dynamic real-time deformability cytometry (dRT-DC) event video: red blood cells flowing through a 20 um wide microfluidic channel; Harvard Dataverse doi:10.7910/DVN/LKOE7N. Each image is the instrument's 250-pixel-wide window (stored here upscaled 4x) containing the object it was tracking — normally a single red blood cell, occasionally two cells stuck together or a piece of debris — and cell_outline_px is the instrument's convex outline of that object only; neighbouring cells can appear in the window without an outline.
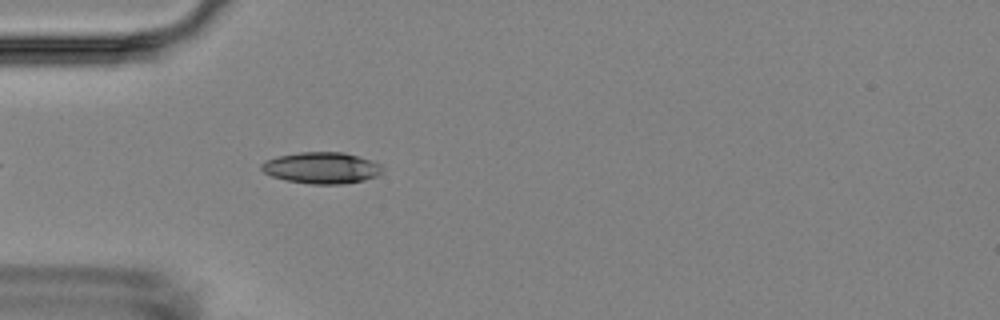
{"species": "Egyptian fruit bat (a non-hibernating species)", "species_latin": "Rousettus aegyptiacus", "temperature_condition": "room temperature", "stored_images_in_passage": 42, "camera_frame_rate_fps": 3000, "um_per_image_px": 0.085, "animal": {"sex": "female"}, "frame": {"image": 1, "passage_image": 5, "time_ms": 1.333, "image_size_px": [1000, 320], "cell_outline_px": [[384, 172], [376, 176], [364, 180], [344, 184], [312, 184], [284, 180], [272, 176], [264, 172], [260, 168], [260, 164], [268, 160], [280, 156], [300, 152], [344, 152], [380, 164], [384, 168]], "centroid_in_image_um": [27.35, 14.28], "position_along_channel_um": 57.7, "area_um2": 22.02}}
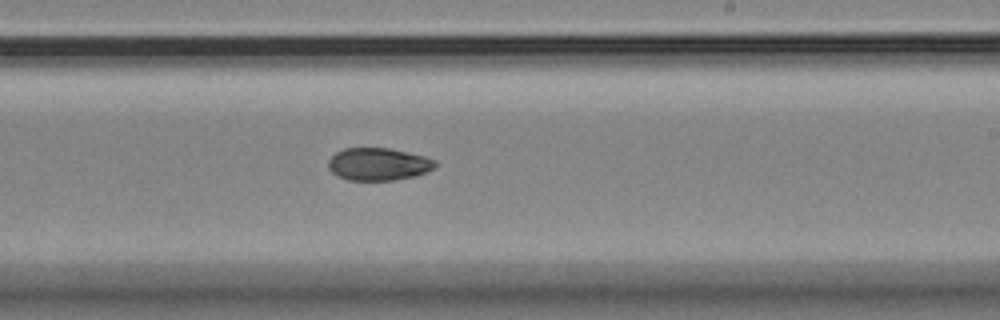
{"frame": {"image": 2, "passage_image": 22, "time_ms": 7.0, "image_size_px": [1000, 320], "cell_outline_px": [[436, 164], [432, 168], [416, 176], [392, 180], [348, 180], [336, 176], [328, 168], [328, 160], [336, 152], [344, 148], [388, 148], [408, 152], [424, 156], [436, 160]], "centroid_in_image_um": [32.12, 13.95], "position_along_channel_um": 256.9, "area_um2": 20.23}}
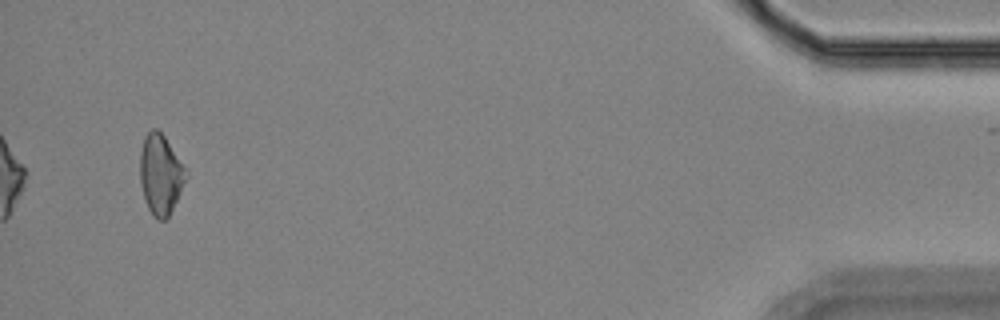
{"frame": {"image": 3, "passage_image": 42, "time_ms": 13.667, "image_size_px": [1000, 320], "cell_outline_px": [[188, 176], [168, 216], [164, 220], [156, 220], [152, 216], [148, 208], [140, 184], [140, 152], [144, 136], [152, 128], [156, 128], [164, 136], [184, 168]], "centroid_in_image_um": [13.61, 14.83], "position_along_channel_um": 421.6, "area_um2": 21.04}}